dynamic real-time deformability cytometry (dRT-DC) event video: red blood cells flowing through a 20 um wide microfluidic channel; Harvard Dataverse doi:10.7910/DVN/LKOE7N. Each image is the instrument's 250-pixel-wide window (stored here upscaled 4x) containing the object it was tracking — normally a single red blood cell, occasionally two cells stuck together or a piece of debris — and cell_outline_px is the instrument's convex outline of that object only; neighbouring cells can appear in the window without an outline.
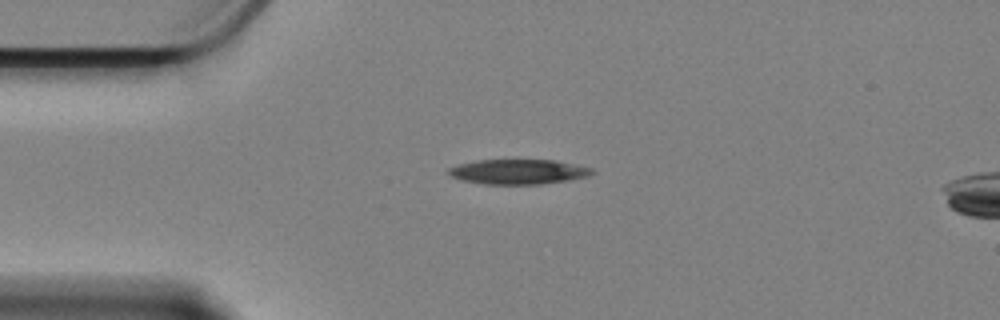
{"species": "Egyptian fruit bat (a non-hibernating species)", "species_latin": "Rousettus aegyptiacus", "temperature_condition": "cold", "stored_images_in_passage": 46, "camera_frame_rate_fps": 3000, "um_per_image_px": 0.085, "animal": {"sex": "female"}, "frame": {"image": 1, "passage_image": 1, "time_ms": 0.0, "image_size_px": [1000, 320], "cell_outline_px": [[596, 172], [588, 176], [568, 180], [540, 184], [484, 184], [464, 180], [452, 176], [448, 172], [448, 168], [456, 164], [476, 160], [556, 160], [592, 168]], "centroid_in_image_um": [44.06, 14.59], "position_along_channel_um": 40.9, "area_um2": 20.75}}
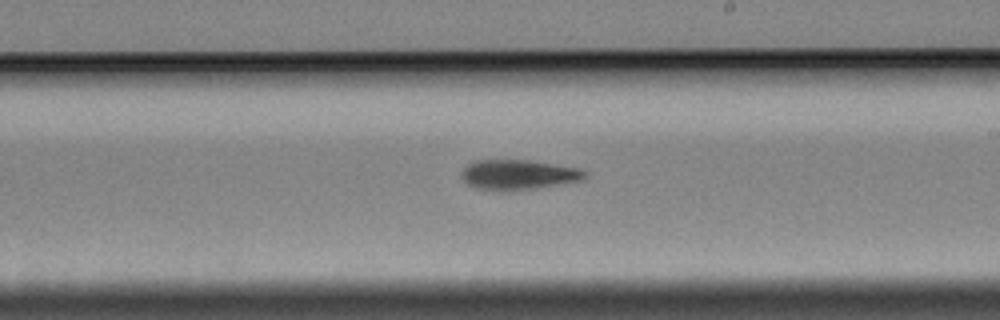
{"frame": {"image": 2, "passage_image": 21, "time_ms": 6.667, "image_size_px": [1000, 320], "cell_outline_px": [[588, 176], [584, 180], [536, 188], [476, 188], [468, 184], [460, 176], [460, 172], [468, 164], [476, 160], [528, 160], [580, 168], [588, 172]], "centroid_in_image_um": [44.12, 14.81], "position_along_channel_um": 244.9, "area_um2": 20.98}}
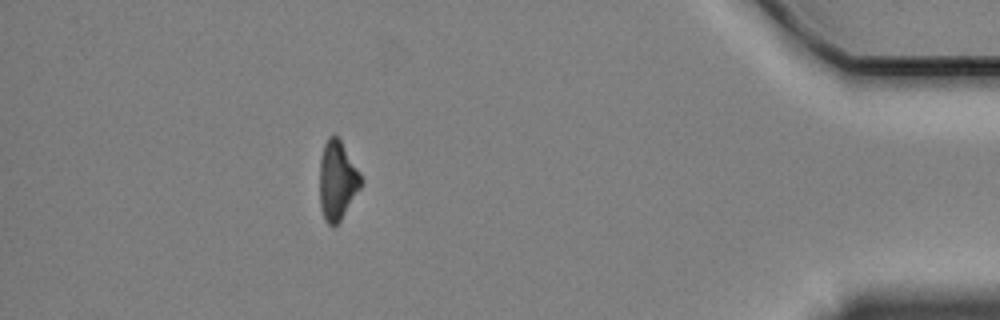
{"frame": {"image": 3, "passage_image": 40, "time_ms": 13.0, "image_size_px": [1000, 320], "cell_outline_px": [[364, 180], [360, 188], [340, 220], [332, 228], [324, 220], [320, 208], [320, 156], [324, 144], [328, 136], [332, 132], [340, 140], [360, 172]], "centroid_in_image_um": [28.66, 15.33], "position_along_channel_um": 406.5, "area_um2": 19.13}, "authors_computed_cell_mechanics": {"area_um2": 21.0103, "velocity_mm_per_s": 3.3607, "shape_relaxation_time_tau1_ms": 3.2362, "shape_relaxation_time_tau2_ms": null, "deformation_change_tau1": 0.128, "deformation_change_tau2": null}}